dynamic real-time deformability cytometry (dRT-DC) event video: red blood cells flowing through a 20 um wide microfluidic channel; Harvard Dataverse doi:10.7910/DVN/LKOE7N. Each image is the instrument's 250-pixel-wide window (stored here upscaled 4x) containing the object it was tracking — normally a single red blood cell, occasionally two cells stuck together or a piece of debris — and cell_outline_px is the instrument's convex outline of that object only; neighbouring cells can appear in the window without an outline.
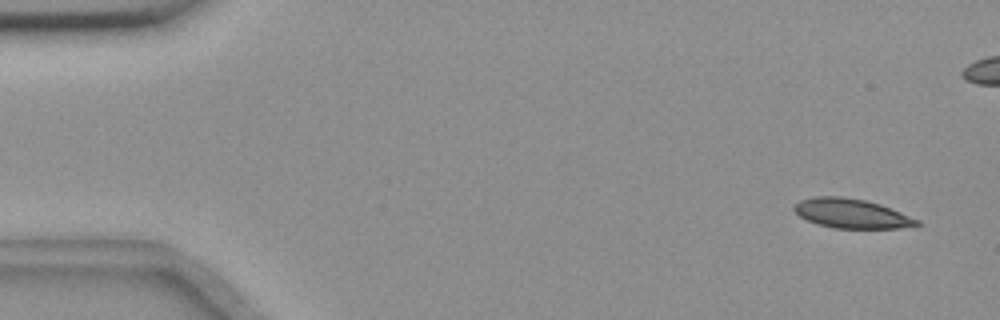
{"species": "common noctule bat (a hibernating species)", "species_latin": "Nyctalus noctula", "temperature_condition": "room temperature", "stored_images_in_passage": 7, "camera_frame_rate_fps": 3000, "um_per_image_px": 0.085, "animal": {"sex": "female", "body_mass_g": 18.4}, "frame": {"image": 1, "passage_image": 1, "time_ms": 0.0, "image_size_px": [1000, 320], "cell_outline_px": [[920, 224], [900, 228], [836, 228], [820, 224], [808, 220], [800, 216], [792, 208], [792, 204], [800, 200], [816, 196], [840, 196], [864, 200], [880, 204], [920, 220]], "centroid_in_image_um": [72.35, 18.13], "position_along_channel_um": 12.6, "area_um2": 20.81}}
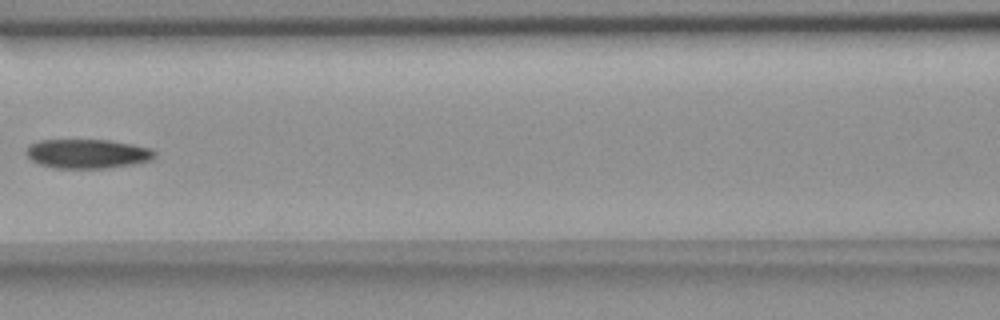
{"frame": {"image": 2, "passage_image": 6, "time_ms": 7.333, "image_size_px": [1000, 320], "cell_outline_px": [[156, 156], [152, 160], [132, 164], [104, 168], [56, 168], [40, 164], [32, 160], [24, 152], [32, 144], [40, 140], [112, 140], [152, 148], [156, 152]], "centroid_in_image_um": [7.48, 13.06], "position_along_channel_um": 159.1, "area_um2": 21.85}}
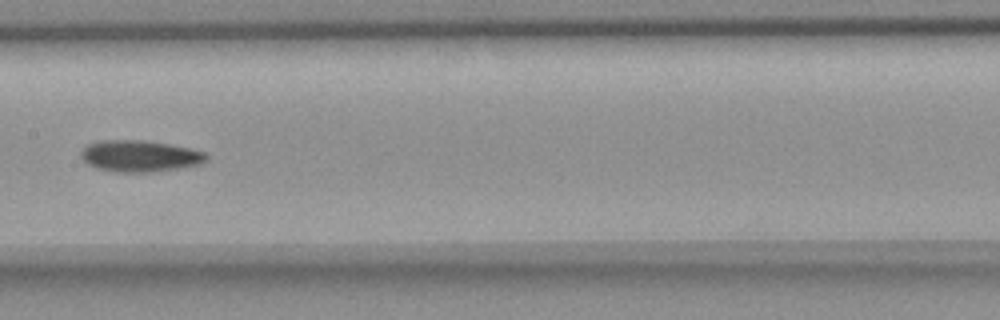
{"frame": {"image": 3, "passage_image": 7, "time_ms": 8.333, "image_size_px": [1000, 320], "cell_outline_px": [[208, 156], [200, 164], [176, 168], [148, 172], [116, 172], [96, 168], [88, 164], [80, 156], [80, 152], [88, 144], [100, 140], [144, 140], [168, 144], [188, 148], [204, 152]], "centroid_in_image_um": [11.82, 13.26], "position_along_channel_um": 195.6, "area_um2": 22.72}}